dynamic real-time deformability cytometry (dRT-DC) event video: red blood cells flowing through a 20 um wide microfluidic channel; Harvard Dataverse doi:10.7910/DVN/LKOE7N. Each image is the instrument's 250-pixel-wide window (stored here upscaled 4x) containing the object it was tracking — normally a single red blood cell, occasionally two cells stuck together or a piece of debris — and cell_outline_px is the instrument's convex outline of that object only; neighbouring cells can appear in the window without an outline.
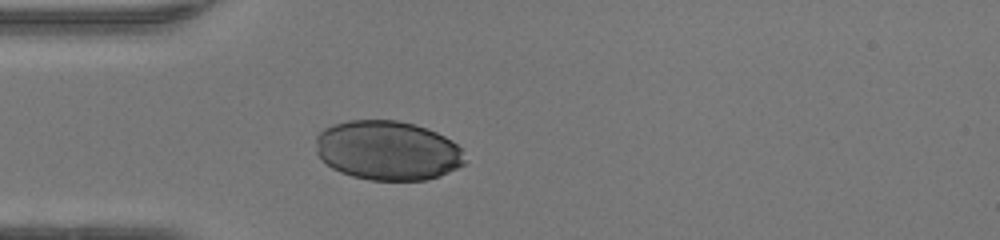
{"species": "human", "species_latin": "Homo sapiens", "temperature_condition": "warm", "stored_images_in_passage": 15, "camera_frame_rate_fps": 3000, "um_per_image_px": 0.085, "donor": {"sex": "female"}, "frame": {"image": 1, "passage_image": 1, "time_ms": 0.0, "image_size_px": [1000, 240], "cell_outline_px": [[468, 164], [440, 176], [428, 180], [368, 180], [352, 176], [340, 172], [332, 168], [316, 152], [316, 136], [324, 128], [332, 124], [348, 120], [396, 120], [416, 124], [436, 132], [452, 140], [460, 148]], "centroid_in_image_um": [32.97, 12.79], "position_along_channel_um": 52.0, "area_um2": 52.02}}
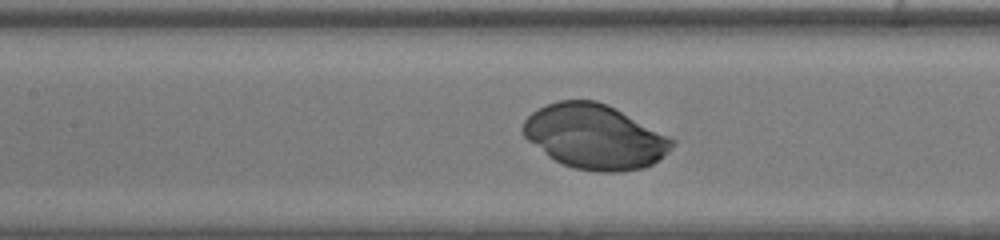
{"frame": {"image": 2, "passage_image": 9, "time_ms": 2.667, "image_size_px": [1000, 240], "cell_outline_px": [[676, 144], [660, 160], [644, 168], [620, 172], [596, 172], [576, 168], [564, 164], [548, 156], [528, 140], [524, 136], [520, 128], [524, 120], [532, 112], [548, 104], [560, 100], [596, 100], [608, 104], [676, 140]], "centroid_in_image_um": [50.56, 11.62], "position_along_channel_um": 156.8, "area_um2": 56.07}}
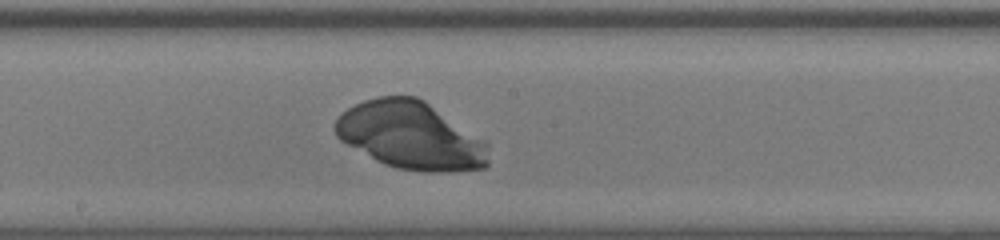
{"frame": {"image": 3, "passage_image": 13, "time_ms": 4.0, "image_size_px": [1000, 240], "cell_outline_px": [[488, 164], [484, 168], [452, 172], [424, 172], [396, 168], [384, 164], [376, 160], [340, 140], [336, 136], [332, 128], [336, 120], [348, 108], [364, 100], [380, 96], [416, 96], [424, 100], [484, 140], [488, 144]], "centroid_in_image_um": [34.91, 11.54], "position_along_channel_um": 213.3, "area_um2": 60.29}}